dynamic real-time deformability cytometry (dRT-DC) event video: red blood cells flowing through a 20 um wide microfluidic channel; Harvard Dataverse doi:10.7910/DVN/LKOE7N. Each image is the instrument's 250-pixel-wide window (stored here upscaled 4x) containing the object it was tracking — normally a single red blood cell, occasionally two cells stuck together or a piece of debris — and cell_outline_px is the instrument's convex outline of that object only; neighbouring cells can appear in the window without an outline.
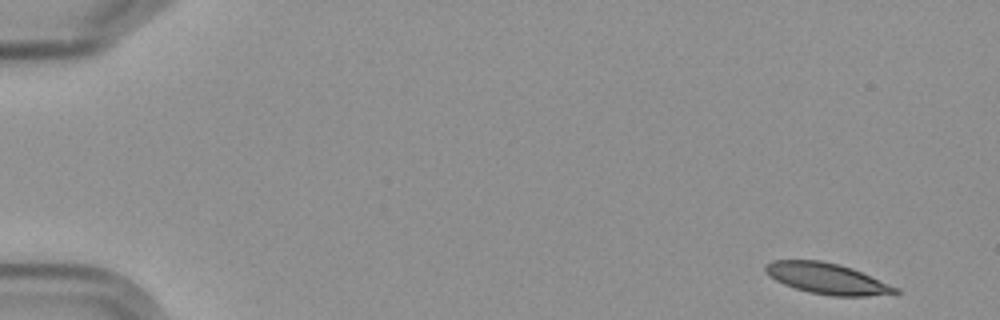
{"species": "Egyptian fruit bat (a non-hibernating species)", "species_latin": "Rousettus aegyptiacus", "temperature_condition": "cold", "stored_images_in_passage": 5, "camera_frame_rate_fps": 3000, "um_per_image_px": 0.085, "frame": {"image": 1, "passage_image": 1, "time_ms": 0.0, "image_size_px": [1000, 320], "cell_outline_px": [[900, 292], [864, 296], [832, 296], [812, 292], [796, 288], [784, 284], [776, 280], [764, 272], [764, 264], [772, 260], [820, 260], [840, 264], [852, 268], [900, 288]], "centroid_in_image_um": [70.28, 23.66], "position_along_channel_um": 14.7, "area_um2": 23.29}}
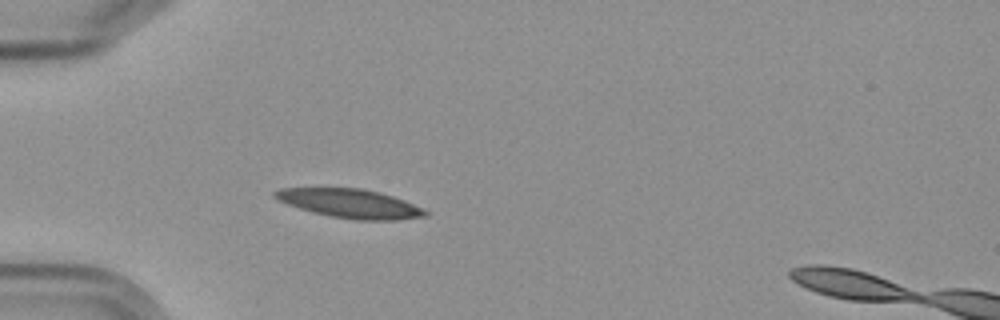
{"frame": {"image": 2, "passage_image": 5, "time_ms": 4.667, "image_size_px": [1000, 320], "cell_outline_px": [[428, 216], [396, 220], [356, 220], [332, 216], [312, 212], [288, 204], [272, 196], [272, 192], [280, 188], [364, 188], [380, 192], [404, 200], [424, 208], [428, 212]], "centroid_in_image_um": [29.79, 17.29], "position_along_channel_um": 55.2, "area_um2": 25.32}}